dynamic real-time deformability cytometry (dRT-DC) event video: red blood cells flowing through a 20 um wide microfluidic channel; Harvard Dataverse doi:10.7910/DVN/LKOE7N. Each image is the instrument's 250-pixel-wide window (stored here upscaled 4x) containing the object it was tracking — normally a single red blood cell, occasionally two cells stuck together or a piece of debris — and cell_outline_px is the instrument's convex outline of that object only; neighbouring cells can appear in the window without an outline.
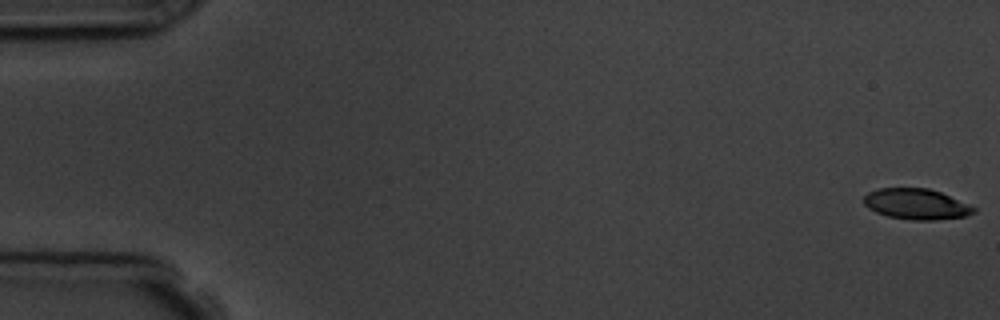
{"species": "common noctule bat (a hibernating species)", "species_latin": "Nyctalus noctula", "temperature_condition": "room temperature", "stored_images_in_passage": 8, "camera_frame_rate_fps": 3000, "um_per_image_px": 0.085, "animal": {"sex": "male", "body_mass_g": 19.5, "forearm_length_mm": 54.6}, "frame": {"image": 1, "passage_image": 1, "time_ms": 0.0, "image_size_px": [1000, 320], "cell_outline_px": [[976, 212], [964, 216], [936, 220], [912, 220], [888, 216], [876, 212], [868, 208], [864, 204], [864, 196], [868, 192], [880, 188], [928, 188], [940, 192], [968, 204], [976, 208]], "centroid_in_image_um": [77.87, 17.35], "position_along_channel_um": 7.1, "area_um2": 19.54}}
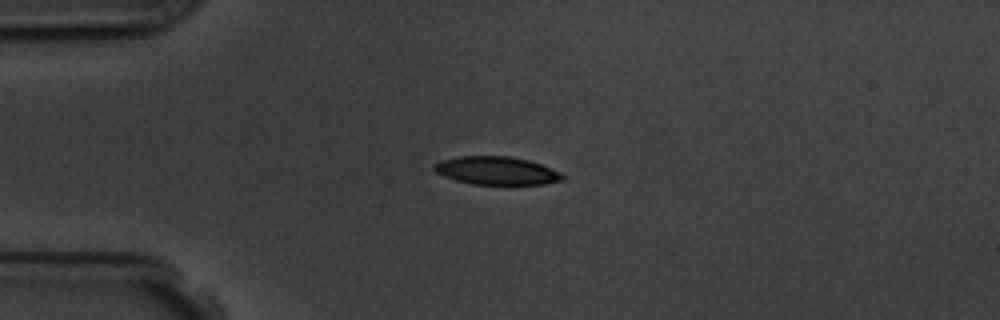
{"frame": {"image": 2, "passage_image": 5, "time_ms": 4.333, "image_size_px": [1000, 320], "cell_outline_px": [[564, 180], [544, 184], [472, 184], [456, 180], [444, 176], [436, 172], [432, 168], [432, 164], [440, 160], [460, 156], [508, 156], [528, 160], [540, 164], [560, 172], [564, 176]], "centroid_in_image_um": [42.17, 14.5], "position_along_channel_um": 42.8, "area_um2": 20.98}}